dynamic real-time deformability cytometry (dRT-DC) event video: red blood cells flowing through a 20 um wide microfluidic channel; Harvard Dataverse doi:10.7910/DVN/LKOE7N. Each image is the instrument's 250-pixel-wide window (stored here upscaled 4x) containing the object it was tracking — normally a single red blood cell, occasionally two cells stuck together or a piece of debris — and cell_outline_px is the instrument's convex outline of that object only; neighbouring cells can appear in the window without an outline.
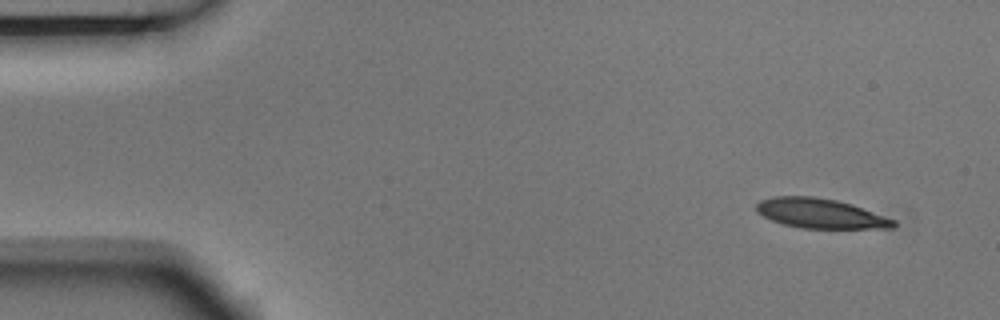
{"species": "Egyptian fruit bat (a non-hibernating species)", "species_latin": "Rousettus aegyptiacus", "temperature_condition": "room temperature", "stored_images_in_passage": 5, "camera_frame_rate_fps": 3000, "um_per_image_px": 0.085, "animal": {"sex": "male"}, "frame": {"image": 1, "passage_image": 1, "time_ms": 0.0, "image_size_px": [1000, 320], "cell_outline_px": [[896, 228], [800, 228], [784, 224], [772, 220], [764, 216], [756, 208], [756, 204], [760, 200], [772, 196], [812, 196], [836, 200], [852, 204], [896, 220]], "centroid_in_image_um": [69.76, 18.14], "position_along_channel_um": 15.2, "area_um2": 23.64}}
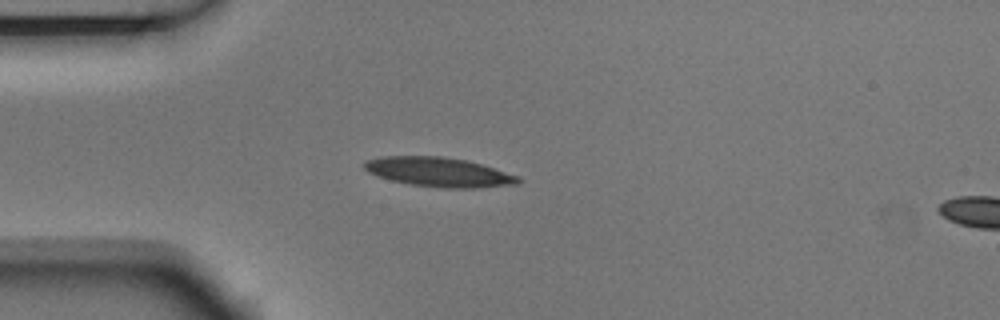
{"frame": {"image": 2, "passage_image": 4, "time_ms": 1.0, "image_size_px": [1000, 320], "cell_outline_px": [[520, 184], [480, 188], [444, 188], [412, 184], [392, 180], [376, 176], [368, 172], [364, 168], [364, 164], [368, 160], [384, 156], [440, 156], [464, 160], [480, 164], [520, 176]], "centroid_in_image_um": [37.34, 14.63], "position_along_channel_um": 47.7, "area_um2": 26.18}}